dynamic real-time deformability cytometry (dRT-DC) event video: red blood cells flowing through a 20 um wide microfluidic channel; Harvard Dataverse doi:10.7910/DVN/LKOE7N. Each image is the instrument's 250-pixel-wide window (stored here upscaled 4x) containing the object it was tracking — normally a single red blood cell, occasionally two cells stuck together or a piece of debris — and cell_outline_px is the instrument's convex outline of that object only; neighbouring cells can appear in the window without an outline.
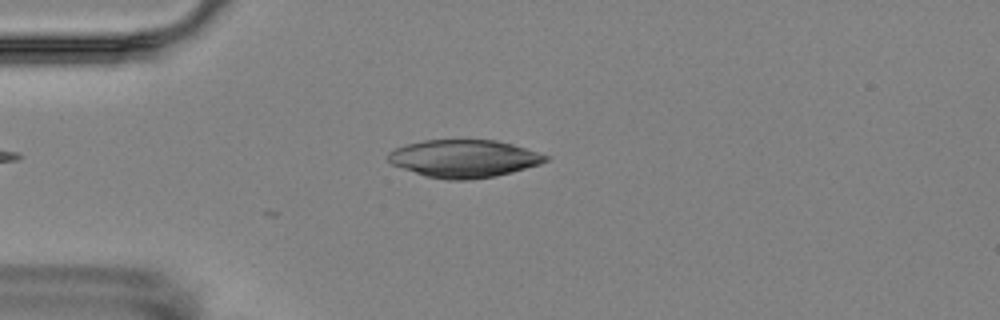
{"species": "Egyptian fruit bat (a non-hibernating species)", "species_latin": "Rousettus aegyptiacus", "temperature_condition": "room temperature", "stored_images_in_passage": 1, "camera_frame_rate_fps": 3000, "um_per_image_px": 0.085, "animal": {"sex": "female"}, "frame": {"image": 1, "passage_image": 1, "time_ms": 0.0, "image_size_px": [1000, 320], "cell_outline_px": [[552, 156], [548, 160], [540, 164], [512, 172], [496, 176], [468, 180], [448, 180], [424, 176], [392, 164], [388, 160], [388, 152], [396, 148], [408, 144], [424, 140], [496, 140], [512, 144]], "centroid_in_image_um": [39.46, 13.48], "position_along_channel_um": 45.5, "area_um2": 34.56}}